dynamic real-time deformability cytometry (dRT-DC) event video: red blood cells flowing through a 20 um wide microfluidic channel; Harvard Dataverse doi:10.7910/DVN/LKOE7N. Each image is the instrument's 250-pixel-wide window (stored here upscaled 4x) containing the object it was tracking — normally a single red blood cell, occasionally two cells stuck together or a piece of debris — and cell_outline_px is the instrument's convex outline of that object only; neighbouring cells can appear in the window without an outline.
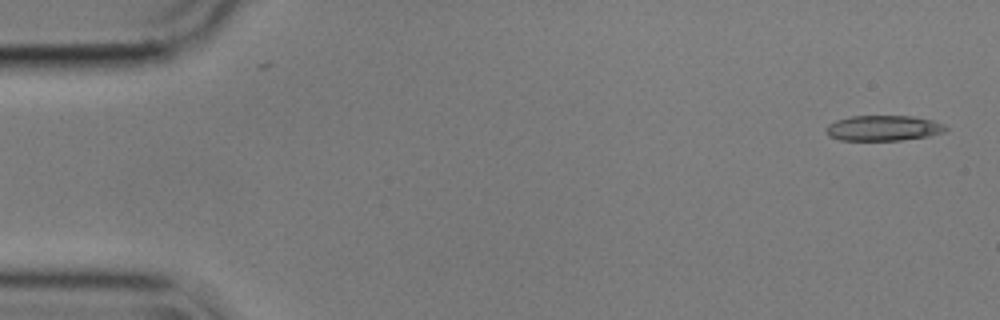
{"species": "common noctule bat (a hibernating species)", "species_latin": "Nyctalus noctula", "temperature_condition": "cold", "stored_images_in_passage": 7, "camera_frame_rate_fps": 3000, "um_per_image_px": 0.085, "animal": {"sex": "male", "body_mass_g": 17.9}, "frame": {"image": 1, "passage_image": 1, "time_ms": 0.0, "image_size_px": [1000, 320], "cell_outline_px": [[948, 128], [944, 132], [928, 136], [900, 140], [840, 140], [828, 136], [824, 128], [828, 124], [836, 120], [852, 116], [912, 116], [932, 120], [944, 124]], "centroid_in_image_um": [75.06, 10.89], "position_along_channel_um": 9.9, "area_um2": 17.74}}